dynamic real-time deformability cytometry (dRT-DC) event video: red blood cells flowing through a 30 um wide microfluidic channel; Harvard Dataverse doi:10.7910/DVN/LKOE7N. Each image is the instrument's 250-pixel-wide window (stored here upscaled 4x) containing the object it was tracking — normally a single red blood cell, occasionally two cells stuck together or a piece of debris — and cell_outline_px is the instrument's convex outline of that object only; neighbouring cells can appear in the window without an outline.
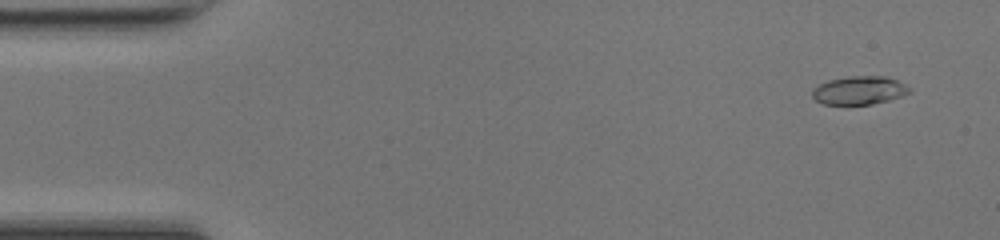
{"species": "common noctule bat (a hibernating species)", "species_latin": "Nyctalus noctula", "temperature_condition": "room temperature", "stored_images_in_passage": 48, "camera_frame_rate_fps": 3000, "um_per_image_px": 0.085, "animal": {"sex": "female", "body_mass_g": 17.0, "forearm_length_mm": 48.0}, "frame": {"image": 1, "passage_image": 3, "time_ms": 0.667, "image_size_px": [1000, 240], "cell_outline_px": [[912, 92], [888, 100], [872, 104], [824, 104], [816, 100], [812, 96], [812, 88], [828, 80], [848, 76], [884, 76], [896, 80], [912, 88]], "centroid_in_image_um": [73.04, 7.67], "position_along_channel_um": 12.0, "area_um2": 16.01}}
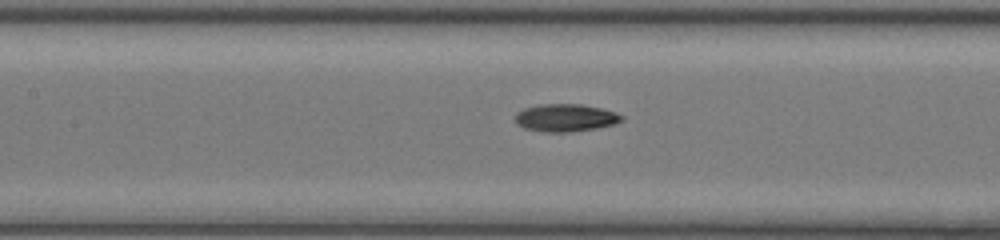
{"frame": {"image": 2, "passage_image": 22, "time_ms": 7.0, "image_size_px": [1000, 240], "cell_outline_px": [[624, 120], [616, 124], [596, 128], [572, 132], [544, 132], [524, 128], [516, 124], [516, 112], [524, 108], [536, 104], [580, 104], [600, 108], [616, 112], [624, 116]], "centroid_in_image_um": [48.07, 10.01], "position_along_channel_um": 159.3, "area_um2": 17.34}}
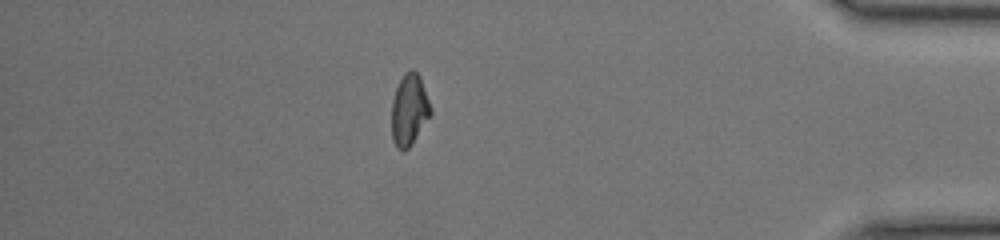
{"frame": {"image": 3, "passage_image": 42, "time_ms": 13.667, "image_size_px": [1000, 240], "cell_outline_px": [[432, 112], [412, 144], [404, 152], [396, 148], [392, 140], [392, 100], [396, 88], [404, 72], [408, 68], [412, 68], [420, 76], [432, 108]], "centroid_in_image_um": [34.78, 9.33], "position_along_channel_um": 400.4, "area_um2": 16.42}, "authors_computed_cell_mechanics": {"area_um2": 16.3863, "velocity_mm_per_s": 4.2852, "shape_relaxation_time_tau1_ms": 5.9896, "shape_relaxation_time_tau2_ms": 2.8105, "deformation_change_tau1": 0.2027, "deformation_change_tau2": 0.0725}}